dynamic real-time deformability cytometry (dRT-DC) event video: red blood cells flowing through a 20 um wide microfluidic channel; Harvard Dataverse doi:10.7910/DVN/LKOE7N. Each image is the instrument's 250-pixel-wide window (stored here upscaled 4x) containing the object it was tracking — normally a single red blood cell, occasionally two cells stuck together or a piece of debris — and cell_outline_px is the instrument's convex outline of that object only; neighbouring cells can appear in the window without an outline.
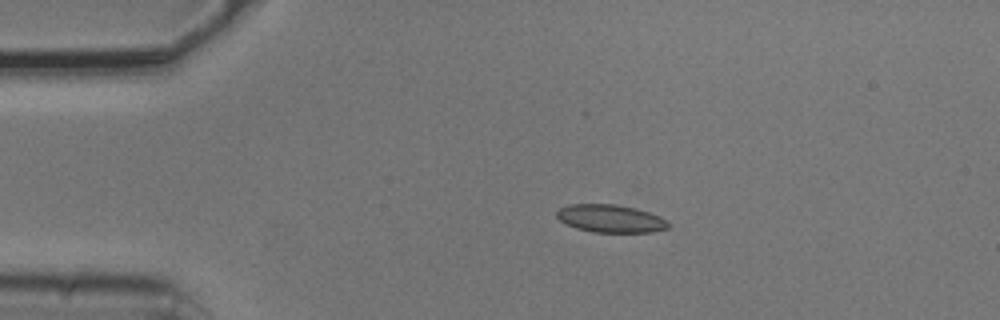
{"species": "common noctule bat (a hibernating species)", "species_latin": "Nyctalus noctula", "temperature_condition": "cold", "stored_images_in_passage": 9, "camera_frame_rate_fps": 3000, "um_per_image_px": 0.085, "animal": {"sex": "male", "body_mass_g": 20.5, "forearm_length_mm": 52.5}, "frame": {"image": 1, "passage_image": 3, "time_ms": 0.667, "image_size_px": [1000, 320], "cell_outline_px": [[672, 224], [668, 228], [652, 232], [592, 232], [576, 228], [564, 224], [556, 216], [556, 212], [560, 208], [568, 204], [616, 204], [636, 208], [660, 216], [668, 220]], "centroid_in_image_um": [51.91, 18.58], "position_along_channel_um": 33.1, "area_um2": 18.32}}
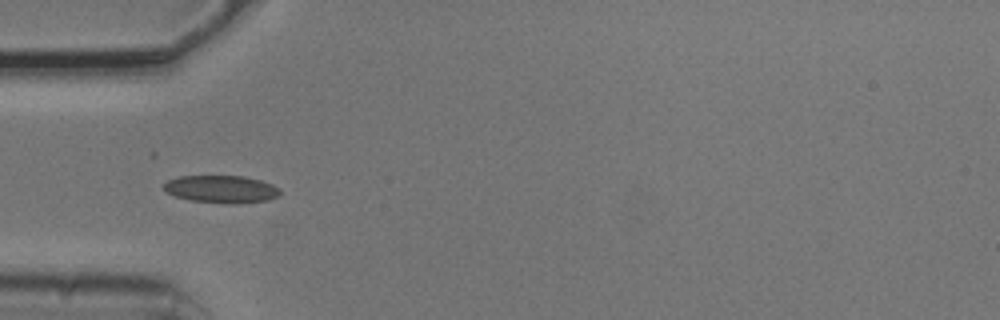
{"frame": {"image": 2, "passage_image": 4, "time_ms": 1.0, "image_size_px": [1000, 320], "cell_outline_px": [[280, 196], [268, 200], [236, 204], [228, 204], [192, 200], [176, 196], [168, 192], [164, 188], [164, 184], [168, 180], [180, 176], [244, 176], [260, 180], [272, 184], [280, 188]], "centroid_in_image_um": [18.87, 16.08], "position_along_channel_um": 66.1, "area_um2": 18.61}}
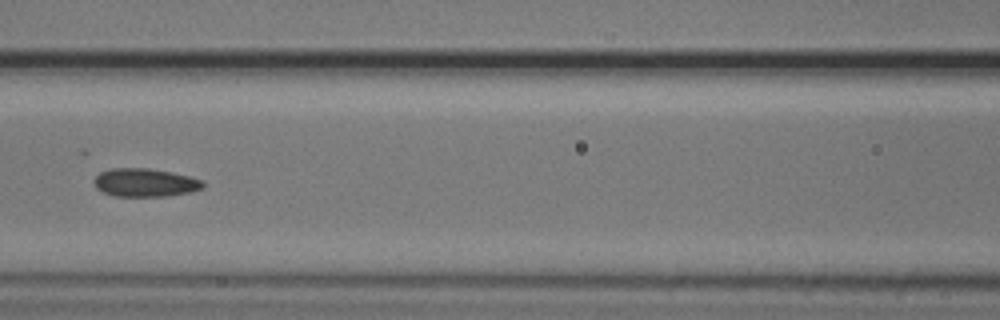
{"frame": {"image": 3, "passage_image": 6, "time_ms": 1.667, "image_size_px": [1000, 320], "cell_outline_px": [[204, 188], [188, 192], [168, 196], [112, 196], [96, 188], [96, 176], [100, 172], [112, 168], [148, 168], [172, 172], [192, 176], [204, 180]], "centroid_in_image_um": [12.38, 15.51], "position_along_channel_um": 154.2, "area_um2": 17.98}}